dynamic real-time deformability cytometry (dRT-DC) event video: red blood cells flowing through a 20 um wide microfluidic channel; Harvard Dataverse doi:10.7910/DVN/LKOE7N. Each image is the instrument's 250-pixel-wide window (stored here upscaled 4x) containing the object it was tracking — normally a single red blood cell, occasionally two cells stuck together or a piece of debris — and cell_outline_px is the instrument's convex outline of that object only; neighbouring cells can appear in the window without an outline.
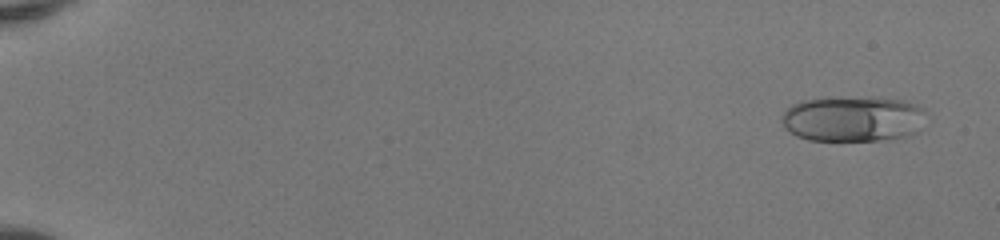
{"species": "human", "species_latin": "Homo sapiens", "temperature_condition": "room temperature", "stored_images_in_passage": 51, "camera_frame_rate_fps": 3000, "um_per_image_px": 0.085, "donor": {"sex": "female"}, "frame": {"image": 1, "passage_image": 3, "time_ms": 0.667, "image_size_px": [1000, 240], "cell_outline_px": [[924, 128], [920, 132], [908, 136], [888, 140], [808, 140], [796, 136], [784, 128], [780, 116], [792, 104], [800, 100], [824, 96], [900, 100], [924, 108]], "centroid_in_image_um": [72.48, 10.11], "position_along_channel_um": 12.5, "area_um2": 38.9}}
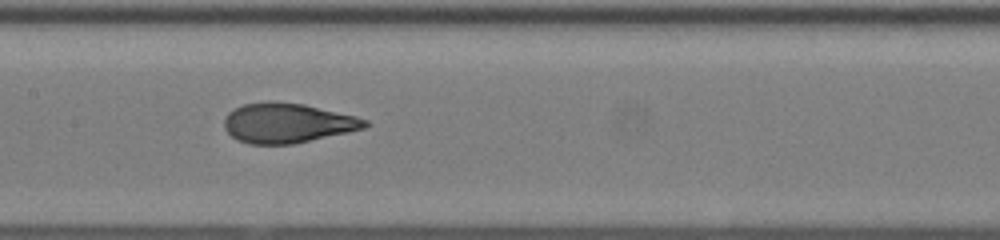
{"frame": {"image": 2, "passage_image": 28, "time_ms": 9.0, "image_size_px": [1000, 240], "cell_outline_px": [[372, 124], [364, 128], [348, 132], [292, 144], [248, 144], [236, 140], [224, 128], [224, 120], [228, 112], [244, 104], [268, 100], [272, 100], [304, 104], [356, 116], [368, 120]], "centroid_in_image_um": [24.42, 10.45], "position_along_channel_um": 183.0, "area_um2": 32.77}}
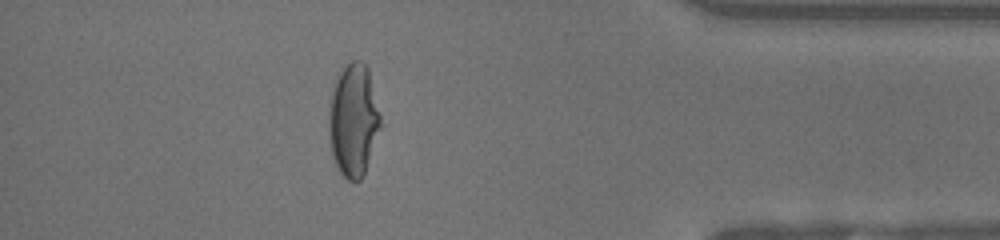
{"frame": {"image": 3, "passage_image": 46, "time_ms": 15.0, "image_size_px": [1000, 240], "cell_outline_px": [[384, 124], [364, 172], [360, 180], [348, 180], [340, 172], [332, 156], [328, 136], [328, 112], [336, 76], [352, 60], [360, 60], [368, 68]], "centroid_in_image_um": [30.06, 10.22], "position_along_channel_um": 405.1, "area_um2": 34.39}, "authors_computed_cell_mechanics": {"area_um2": 33.1772, "velocity_mm_per_s": 4.1706, "shape_relaxation_time_tau1_ms": 5.4872, "shape_relaxation_time_tau2_ms": null, "deformation_change_tau1": 0.2648, "deformation_change_tau2": null}}